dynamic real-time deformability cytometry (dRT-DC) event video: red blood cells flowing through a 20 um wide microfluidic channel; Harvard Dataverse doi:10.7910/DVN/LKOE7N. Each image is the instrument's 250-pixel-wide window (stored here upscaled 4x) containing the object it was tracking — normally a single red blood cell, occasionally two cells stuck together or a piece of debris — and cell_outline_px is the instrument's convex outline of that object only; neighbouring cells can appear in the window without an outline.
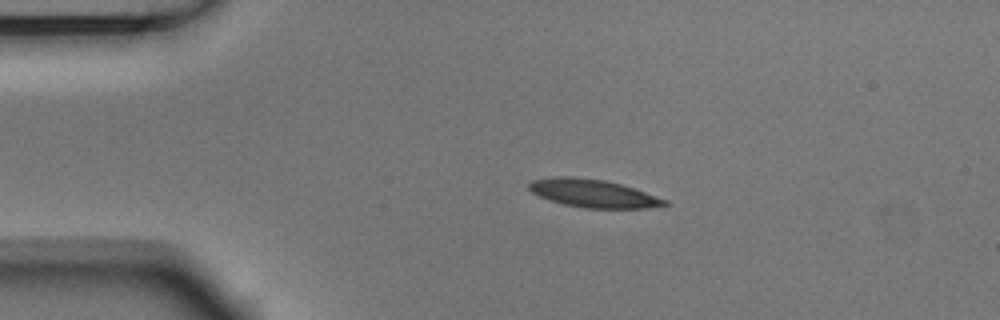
{"species": "Egyptian fruit bat (a non-hibernating species)", "species_latin": "Rousettus aegyptiacus", "temperature_condition": "room temperature", "stored_images_in_passage": 2, "camera_frame_rate_fps": 3000, "um_per_image_px": 0.085, "animal": {"sex": "male"}, "frame": {"image": 1, "passage_image": 1, "time_ms": 0.0, "image_size_px": [1000, 320], "cell_outline_px": [[668, 204], [648, 208], [584, 208], [564, 204], [548, 200], [532, 192], [528, 188], [528, 184], [532, 180], [560, 176], [568, 176], [604, 180], [620, 184], [668, 200]], "centroid_in_image_um": [50.39, 16.44], "position_along_channel_um": 34.6, "area_um2": 21.85}}